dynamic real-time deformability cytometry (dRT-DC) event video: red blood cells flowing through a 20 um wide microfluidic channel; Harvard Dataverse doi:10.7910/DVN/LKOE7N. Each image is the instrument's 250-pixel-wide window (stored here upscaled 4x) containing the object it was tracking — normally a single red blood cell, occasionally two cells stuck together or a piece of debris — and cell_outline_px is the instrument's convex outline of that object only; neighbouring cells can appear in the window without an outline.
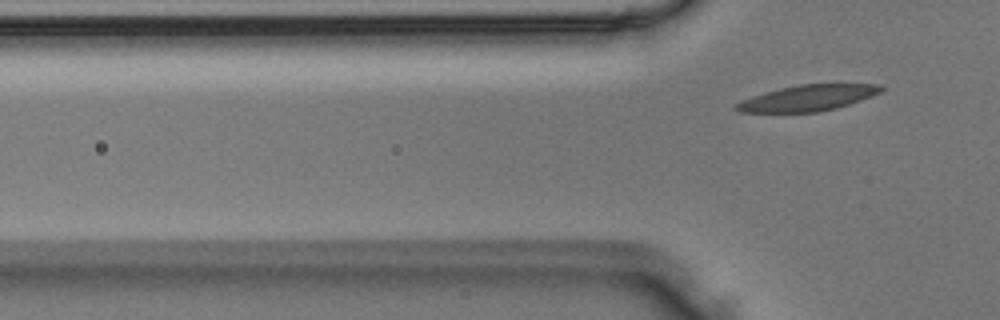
{"species": "Egyptian fruit bat (a non-hibernating species)", "species_latin": "Rousettus aegyptiacus", "temperature_condition": "room temperature", "stored_images_in_passage": 2, "camera_frame_rate_fps": 3000, "um_per_image_px": 0.085, "animal": {"sex": "male"}, "frame": {"image": 1, "passage_image": 2, "time_ms": 0.333, "image_size_px": [1000, 320], "cell_outline_px": [[884, 88], [880, 92], [860, 100], [836, 108], [816, 112], [740, 112], [732, 108], [740, 100], [764, 92], [780, 88], [800, 84], [840, 80], [876, 84]], "centroid_in_image_um": [68.72, 8.26], "position_along_channel_um": 57.1, "area_um2": 22.77}}